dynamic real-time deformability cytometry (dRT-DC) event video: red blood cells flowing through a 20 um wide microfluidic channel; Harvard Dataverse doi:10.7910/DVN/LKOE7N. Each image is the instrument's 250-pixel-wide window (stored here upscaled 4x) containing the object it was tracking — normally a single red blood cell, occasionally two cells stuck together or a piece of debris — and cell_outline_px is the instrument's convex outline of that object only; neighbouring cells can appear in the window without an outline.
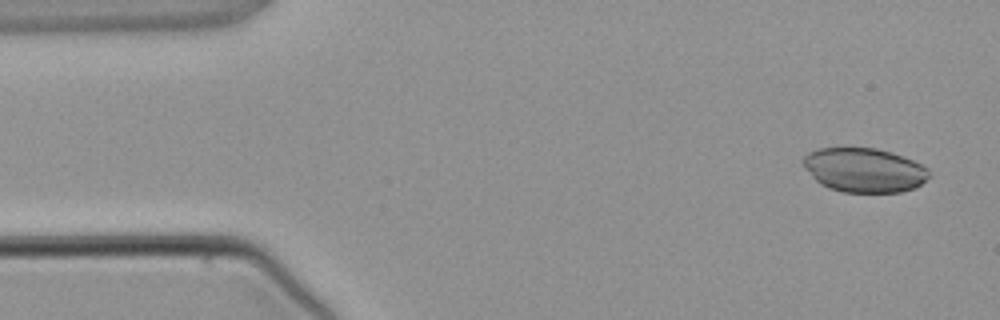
{"species": "common noctule bat (a hibernating species)", "species_latin": "Nyctalus noctula", "temperature_condition": "warm", "stored_images_in_passage": 3, "camera_frame_rate_fps": 3000, "um_per_image_px": 0.085, "animal": {"sex": "male", "body_mass_g": 21.5, "forearm_length_mm": 52.0}, "frame": {"image": 1, "passage_image": 1, "time_ms": 0.0, "image_size_px": [1000, 320], "cell_outline_px": [[932, 176], [916, 188], [900, 192], [844, 192], [828, 188], [820, 184], [804, 168], [800, 160], [808, 152], [816, 148], [876, 148], [892, 152], [904, 156], [928, 168]], "centroid_in_image_um": [73.46, 14.45], "position_along_channel_um": 11.5, "area_um2": 32.89}}